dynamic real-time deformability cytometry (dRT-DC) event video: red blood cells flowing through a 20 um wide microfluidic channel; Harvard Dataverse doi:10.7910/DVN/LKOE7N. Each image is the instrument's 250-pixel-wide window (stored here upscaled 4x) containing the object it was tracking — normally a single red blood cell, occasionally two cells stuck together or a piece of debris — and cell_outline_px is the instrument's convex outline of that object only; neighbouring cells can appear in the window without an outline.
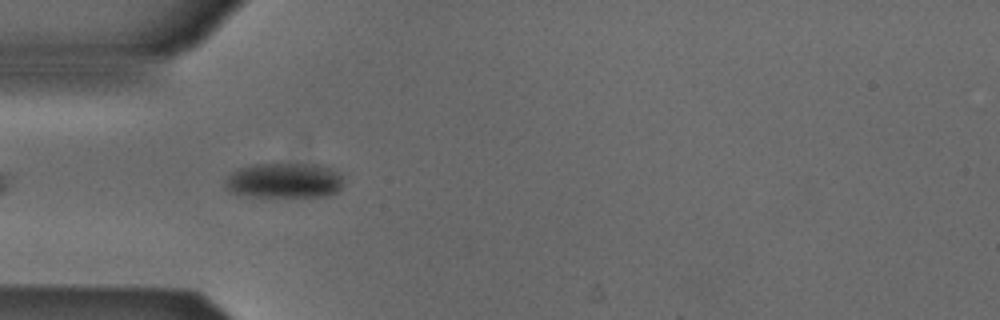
{"species": "Egyptian fruit bat (a non-hibernating species)", "species_latin": "Rousettus aegyptiacus", "temperature_condition": "cold", "stored_images_in_passage": 25, "camera_frame_rate_fps": 3000, "um_per_image_px": 0.085, "animal": {"sex": "male"}, "frame": {"image": 1, "passage_image": 3, "time_ms": 0.667, "image_size_px": [1000, 320], "cell_outline_px": [[340, 188], [336, 192], [328, 196], [248, 196], [228, 192], [224, 188], [224, 180], [232, 172], [240, 168], [252, 164], [320, 164], [336, 172], [340, 176]], "centroid_in_image_um": [24.07, 15.34], "position_along_channel_um": 60.9, "area_um2": 24.1}}
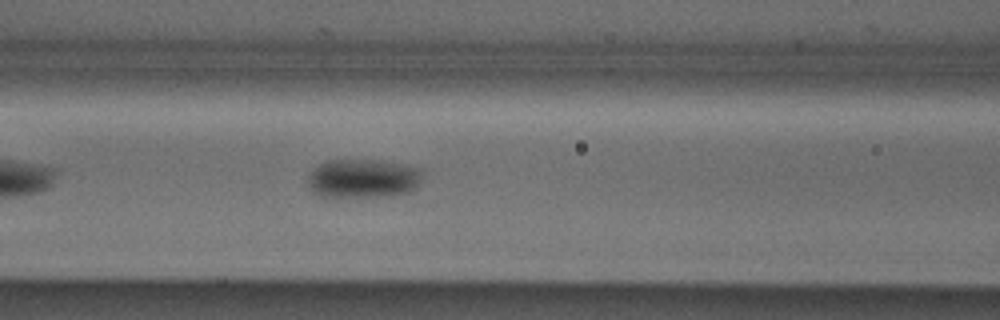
{"frame": {"image": 2, "passage_image": 9, "time_ms": 2.667, "image_size_px": [1000, 320], "cell_outline_px": [[420, 180], [416, 188], [408, 192], [392, 196], [320, 196], [312, 192], [308, 188], [308, 176], [320, 164], [328, 160], [376, 160], [400, 164], [420, 168]], "centroid_in_image_um": [30.84, 15.18], "position_along_channel_um": 135.8, "area_um2": 25.72}}
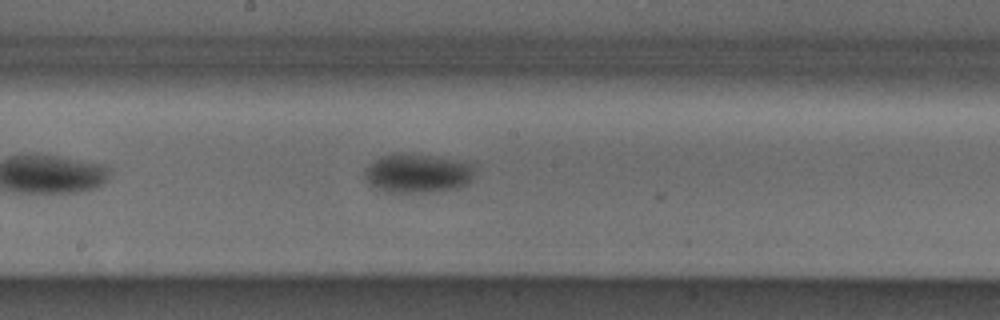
{"frame": {"image": 3, "passage_image": 15, "time_ms": 4.667, "image_size_px": [1000, 320], "cell_outline_px": [[476, 164], [472, 176], [468, 184], [456, 188], [432, 192], [388, 192], [376, 188], [368, 184], [364, 176], [364, 168], [380, 156], [396, 152], [400, 152], [428, 156]], "centroid_in_image_um": [35.45, 14.73], "position_along_channel_um": 212.8, "area_um2": 25.09}}